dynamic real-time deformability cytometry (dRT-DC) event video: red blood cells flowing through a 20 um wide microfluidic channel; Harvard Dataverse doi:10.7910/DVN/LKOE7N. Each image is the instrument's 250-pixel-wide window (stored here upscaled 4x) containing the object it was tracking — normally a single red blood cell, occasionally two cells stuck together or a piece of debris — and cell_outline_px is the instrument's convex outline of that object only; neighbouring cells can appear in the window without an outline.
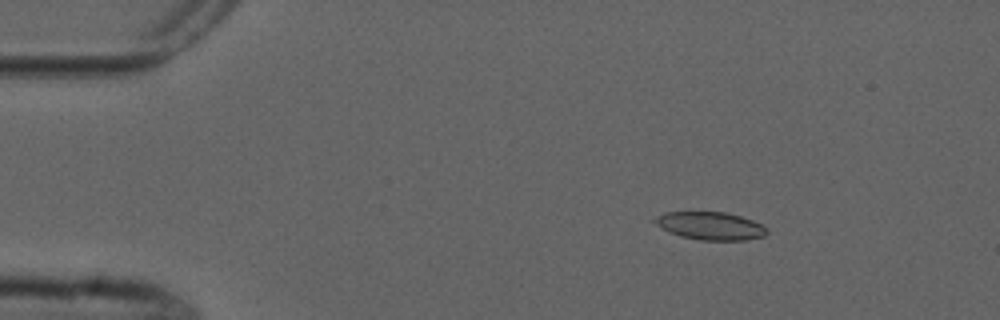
{"species": "common noctule bat (a hibernating species)", "species_latin": "Nyctalus noctula", "temperature_condition": "cold", "stored_images_in_passage": 6, "camera_frame_rate_fps": 3000, "um_per_image_px": 0.085, "animal": {"sex": "male", "forearm_length_mm": 52.5}, "frame": {"image": 1, "passage_image": 3, "time_ms": 2.333, "image_size_px": [1000, 320], "cell_outline_px": [[768, 232], [764, 236], [748, 240], [700, 240], [680, 236], [668, 232], [660, 228], [652, 220], [664, 212], [724, 212], [740, 216], [752, 220], [768, 228]], "centroid_in_image_um": [60.37, 19.2], "position_along_channel_um": 24.6, "area_um2": 18.26}}
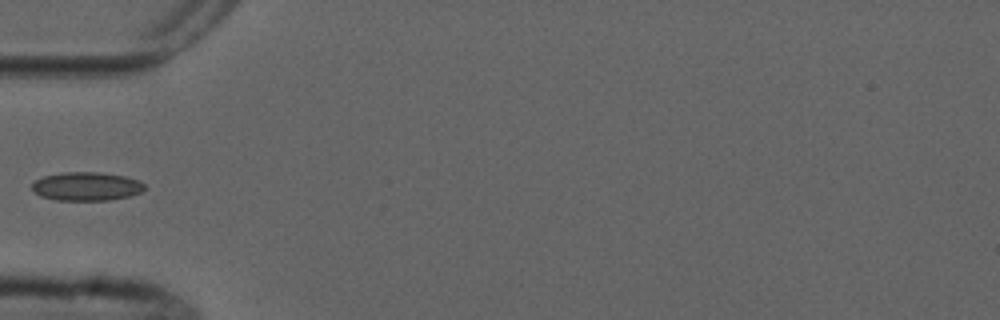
{"frame": {"image": 2, "passage_image": 6, "time_ms": 5.667, "image_size_px": [1000, 320], "cell_outline_px": [[144, 188], [140, 192], [128, 196], [108, 200], [56, 200], [40, 196], [32, 192], [32, 184], [36, 180], [44, 176], [64, 172], [100, 172], [124, 176], [140, 180], [144, 184]], "centroid_in_image_um": [7.32, 15.84], "position_along_channel_um": 77.7, "area_um2": 18.73}}